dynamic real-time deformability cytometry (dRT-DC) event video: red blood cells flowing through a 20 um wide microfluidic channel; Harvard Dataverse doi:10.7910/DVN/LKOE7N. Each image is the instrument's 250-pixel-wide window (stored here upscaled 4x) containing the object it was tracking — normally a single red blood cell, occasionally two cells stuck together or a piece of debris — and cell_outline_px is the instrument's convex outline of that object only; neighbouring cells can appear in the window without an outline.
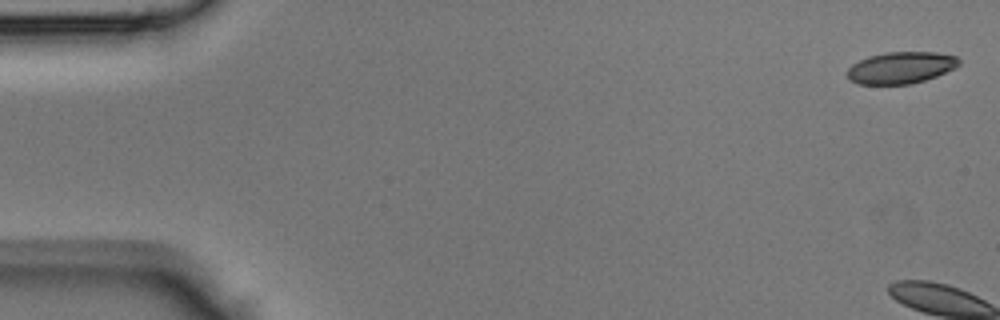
{"species": "Egyptian fruit bat (a non-hibernating species)", "species_latin": "Rousettus aegyptiacus", "temperature_condition": "room temperature", "stored_images_in_passage": 3, "camera_frame_rate_fps": 3000, "um_per_image_px": 0.085, "animal": {"sex": "male"}, "frame": {"image": 1, "passage_image": 1, "time_ms": 0.0, "image_size_px": [1000, 320], "cell_outline_px": [[960, 64], [956, 68], [936, 76], [912, 84], [856, 84], [848, 76], [848, 68], [852, 64], [868, 56], [884, 52], [936, 52], [956, 56], [960, 60]], "centroid_in_image_um": [76.6, 5.74], "position_along_channel_um": 8.4, "area_um2": 20.69}}